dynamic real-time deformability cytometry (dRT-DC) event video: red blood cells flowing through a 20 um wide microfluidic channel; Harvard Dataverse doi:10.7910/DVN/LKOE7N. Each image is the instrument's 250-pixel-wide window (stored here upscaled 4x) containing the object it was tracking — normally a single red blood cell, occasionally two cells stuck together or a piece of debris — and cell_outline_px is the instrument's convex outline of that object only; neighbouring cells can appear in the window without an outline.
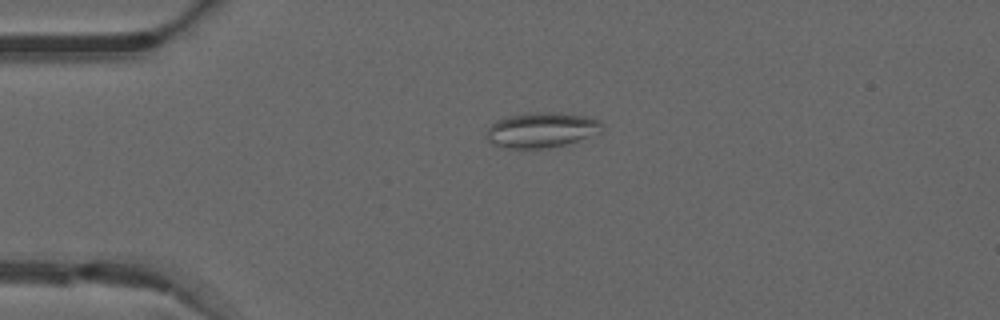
{"species": "common noctule bat (a hibernating species)", "species_latin": "Nyctalus noctula", "temperature_condition": "warm", "stored_images_in_passage": 29, "camera_frame_rate_fps": 3000, "um_per_image_px": 0.085, "animal": {"sex": "male", "forearm_length_mm": 52.5}, "frame": {"image": 1, "passage_image": 2, "time_ms": 0.333, "image_size_px": [1000, 320], "cell_outline_px": [[604, 124], [600, 132], [564, 144], [544, 148], [508, 148], [492, 144], [484, 136], [488, 128], [496, 120], [508, 116], [532, 112], [560, 112], [584, 116], [600, 120]], "centroid_in_image_um": [45.99, 11.03], "position_along_channel_um": 39.0, "area_um2": 23.58}}
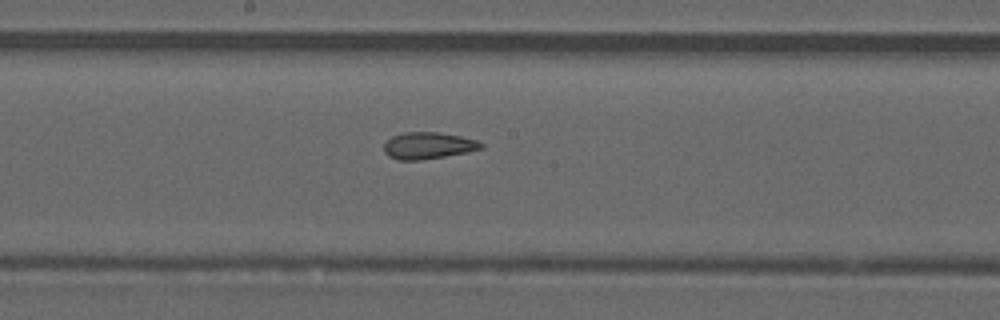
{"frame": {"image": 2, "passage_image": 17, "time_ms": 5.333, "image_size_px": [1000, 320], "cell_outline_px": [[484, 148], [468, 152], [420, 160], [396, 160], [388, 156], [384, 152], [384, 144], [392, 136], [404, 132], [436, 132], [460, 136], [476, 140], [484, 144]], "centroid_in_image_um": [36.39, 12.38], "position_along_channel_um": 211.8, "area_um2": 15.14}}
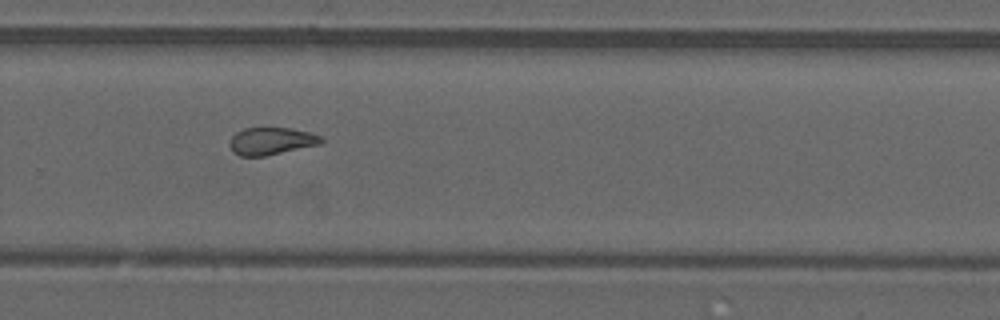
{"frame": {"image": 3, "passage_image": 24, "time_ms": 7.667, "image_size_px": [1000, 320], "cell_outline_px": [[324, 140], [320, 144], [264, 156], [240, 156], [232, 152], [228, 144], [232, 136], [236, 132], [244, 128], [288, 128], [308, 132], [320, 136]], "centroid_in_image_um": [23.0, 11.99], "position_along_channel_um": 306.8, "area_um2": 14.51}, "authors_computed_cell_mechanics": {"area_um2": 15.317, "velocity_mm_per_s": 4.0949, "shape_relaxation_time_tau1_ms": null, "shape_relaxation_time_tau2_ms": 2.7212, "deformation_change_tau1": null, "deformation_change_tau2": 0.1054}}